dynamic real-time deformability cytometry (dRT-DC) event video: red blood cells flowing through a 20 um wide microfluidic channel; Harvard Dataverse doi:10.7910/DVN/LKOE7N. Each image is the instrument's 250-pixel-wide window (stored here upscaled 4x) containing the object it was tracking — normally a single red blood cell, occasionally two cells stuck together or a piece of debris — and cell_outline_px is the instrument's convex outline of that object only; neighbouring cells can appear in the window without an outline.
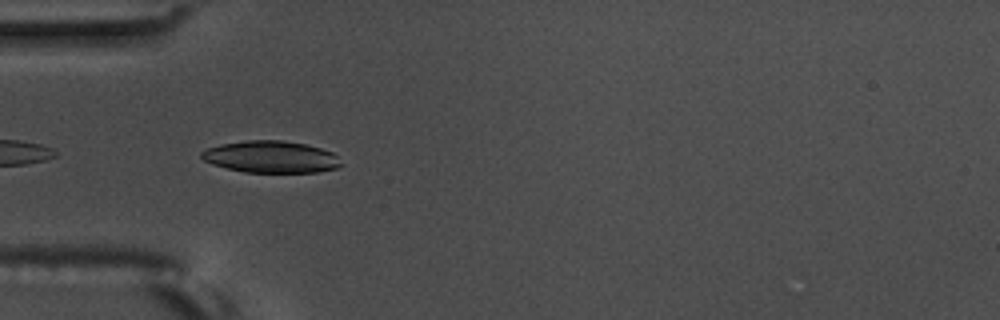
{"species": "common noctule bat (a hibernating species)", "species_latin": "Nyctalus noctula", "temperature_condition": "warm", "stored_images_in_passage": 7, "camera_frame_rate_fps": 3000, "um_per_image_px": 0.085, "animal": {"sex": "male", "body_mass_g": 17.5, "forearm_length_mm": 52.3}, "frame": {"image": 1, "passage_image": 2, "time_ms": 0.333, "image_size_px": [1000, 320], "cell_outline_px": [[344, 164], [336, 168], [316, 172], [244, 172], [212, 164], [204, 160], [200, 156], [200, 152], [208, 148], [220, 144], [248, 140], [284, 140], [304, 144], [320, 148], [332, 152]], "centroid_in_image_um": [23.03, 13.33], "position_along_channel_um": 62.0, "area_um2": 25.84}}